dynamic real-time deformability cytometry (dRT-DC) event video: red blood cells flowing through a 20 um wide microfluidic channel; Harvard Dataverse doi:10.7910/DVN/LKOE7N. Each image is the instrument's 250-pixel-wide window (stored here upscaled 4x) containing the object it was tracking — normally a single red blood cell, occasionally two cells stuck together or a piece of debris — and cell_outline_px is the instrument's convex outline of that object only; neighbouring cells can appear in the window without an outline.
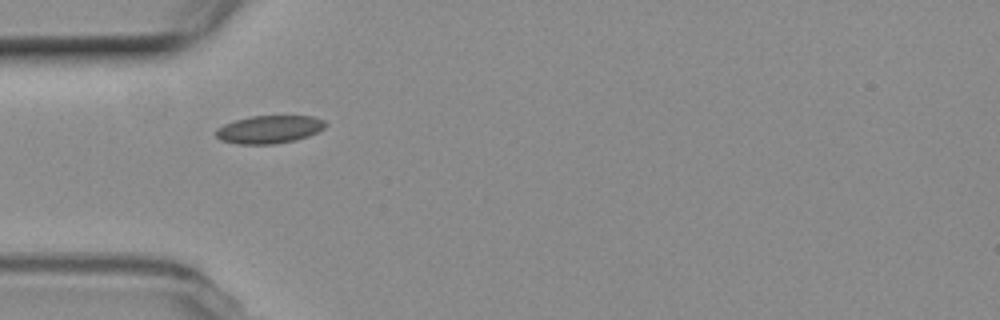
{"species": "common noctule bat (a hibernating species)", "species_latin": "Nyctalus noctula", "temperature_condition": "room temperature", "stored_images_in_passage": 40, "camera_frame_rate_fps": 3000, "um_per_image_px": 0.085, "animal": {"sex": "female", "body_mass_g": 19.3, "forearm_length_mm": 54.1}, "frame": {"image": 1, "passage_image": 1, "time_ms": 0.0, "image_size_px": [1000, 320], "cell_outline_px": [[328, 124], [324, 128], [308, 136], [296, 140], [276, 144], [240, 144], [220, 140], [216, 136], [216, 128], [224, 124], [236, 120], [252, 116], [312, 116], [324, 120]], "centroid_in_image_um": [22.9, 11.0], "position_along_channel_um": 62.1, "area_um2": 17.8}}
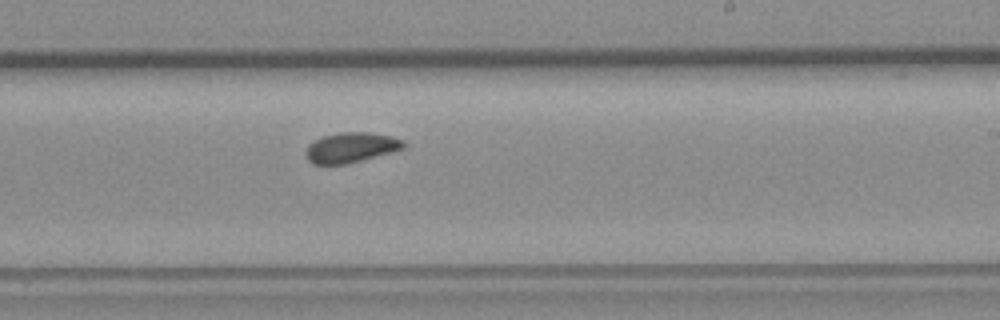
{"frame": {"image": 2, "passage_image": 17, "time_ms": 5.333, "image_size_px": [1000, 320], "cell_outline_px": [[408, 144], [404, 148], [392, 152], [344, 164], [312, 164], [308, 160], [304, 152], [308, 144], [324, 136], [340, 132], [368, 132], [392, 136], [404, 140]], "centroid_in_image_um": [29.85, 12.53], "position_along_channel_um": 259.2, "area_um2": 17.17}}
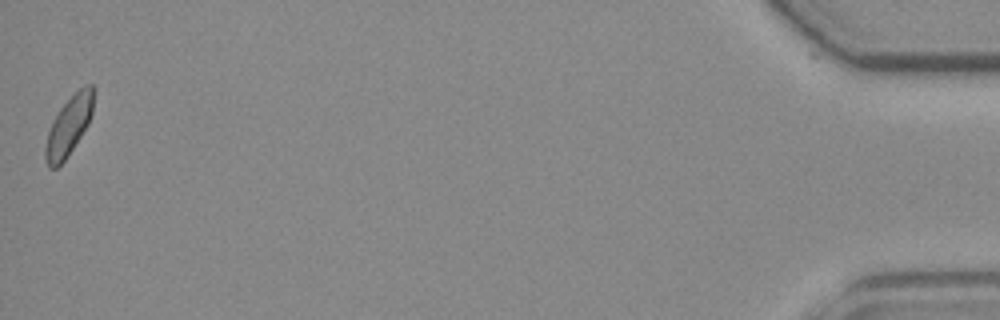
{"frame": {"image": 3, "passage_image": 39, "time_ms": 12.667, "image_size_px": [1000, 320], "cell_outline_px": [[96, 88], [92, 112], [88, 124], [64, 160], [56, 168], [48, 168], [44, 160], [44, 148], [48, 132], [52, 120], [60, 108], [84, 84], [92, 84]], "centroid_in_image_um": [5.85, 10.67], "position_along_channel_um": 429.4, "area_um2": 16.59}, "authors_computed_cell_mechanics": {"area_um2": 16.8776, "velocity_mm_per_s": 3.7202, "shape_relaxation_time_tau1_ms": 8.7061, "shape_relaxation_time_tau2_ms": 11.3883, "deformation_change_tau1": 0.0939, "deformation_change_tau2": 0.1034}}